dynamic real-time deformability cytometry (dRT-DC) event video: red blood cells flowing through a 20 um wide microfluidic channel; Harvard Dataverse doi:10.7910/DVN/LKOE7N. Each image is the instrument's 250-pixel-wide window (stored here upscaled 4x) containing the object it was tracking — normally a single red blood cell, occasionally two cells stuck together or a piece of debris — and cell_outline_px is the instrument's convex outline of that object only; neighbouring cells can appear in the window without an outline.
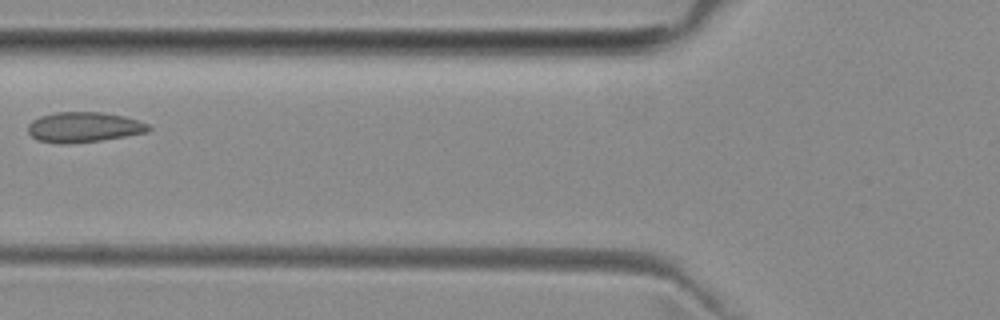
{"species": "common noctule bat (a hibernating species)", "species_latin": "Nyctalus noctula", "temperature_condition": "room temperature", "stored_images_in_passage": 4, "camera_frame_rate_fps": 3000, "um_per_image_px": 0.085, "animal": {"sex": "female", "body_mass_g": 29.2, "forearm_length_mm": 56.3}, "frame": {"image": 1, "passage_image": 4, "time_ms": 3.333, "image_size_px": [1000, 320], "cell_outline_px": [[152, 128], [148, 132], [100, 140], [64, 144], [60, 144], [36, 140], [28, 132], [28, 124], [32, 120], [40, 116], [56, 112], [104, 112], [124, 116], [148, 124]], "centroid_in_image_um": [7.1, 10.8], "position_along_channel_um": 118.7, "area_um2": 21.21}}